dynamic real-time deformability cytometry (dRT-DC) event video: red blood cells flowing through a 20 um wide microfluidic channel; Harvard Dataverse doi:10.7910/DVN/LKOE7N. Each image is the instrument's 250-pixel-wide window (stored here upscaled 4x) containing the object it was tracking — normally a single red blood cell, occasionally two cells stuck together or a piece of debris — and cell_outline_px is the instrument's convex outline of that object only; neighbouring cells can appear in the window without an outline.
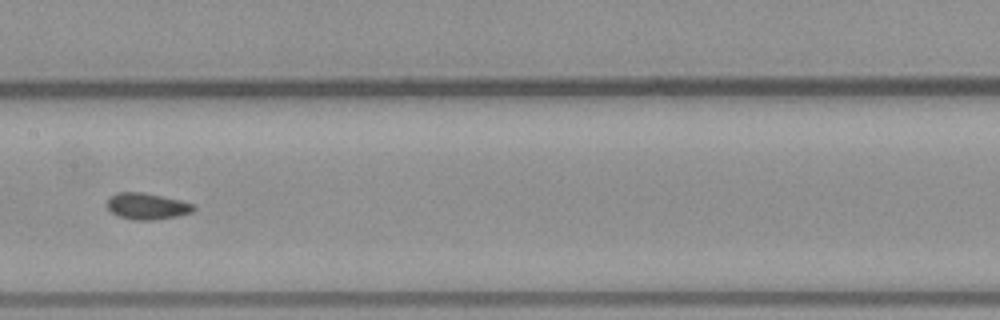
{"species": "common noctule bat (a hibernating species)", "species_latin": "Nyctalus noctula", "temperature_condition": "warm", "stored_images_in_passage": 46, "segment_of_instrument_passage": [2, 2], "camera_frame_rate_fps": 3000, "um_per_image_px": 0.085, "animal": {"sex": "male", "body_mass_g": 23.1, "forearm_length_mm": 52.7}, "frame": {"image": 1, "passage_image": 23, "time_ms": 7.333, "image_size_px": [1000, 320], "cell_outline_px": [[196, 208], [192, 212], [176, 216], [152, 220], [132, 220], [116, 216], [108, 208], [108, 200], [116, 192], [144, 192], [164, 196], [196, 204]], "centroid_in_image_um": [12.52, 17.52], "position_along_channel_um": 194.9, "area_um2": 13.41}}
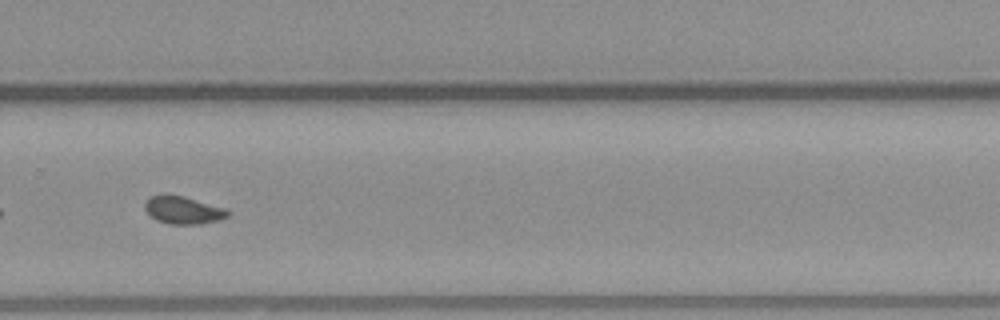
{"frame": {"image": 2, "passage_image": 31, "time_ms": 10.0, "image_size_px": [1000, 320], "cell_outline_px": [[232, 212], [228, 216], [220, 220], [200, 224], [168, 224], [156, 220], [144, 208], [144, 204], [152, 196], [160, 192], [168, 192], [184, 196], [228, 208]], "centroid_in_image_um": [15.6, 17.83], "position_along_channel_um": 314.2, "area_um2": 13.87}}
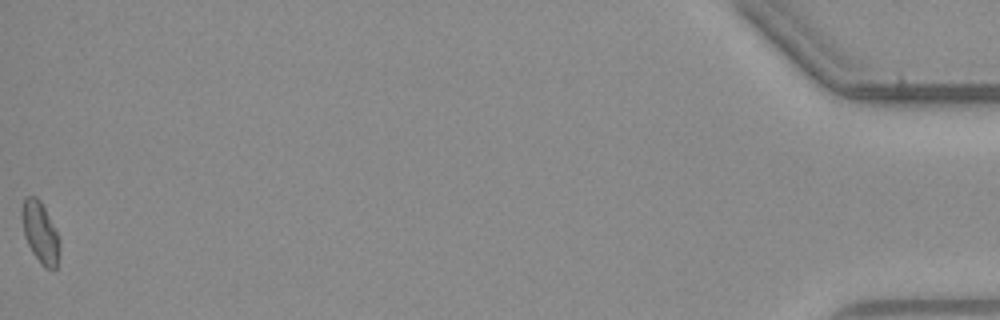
{"frame": {"image": 3, "passage_image": 46, "time_ms": 15.0, "image_size_px": [1000, 320], "cell_outline_px": [[60, 248], [56, 268], [52, 272], [44, 268], [32, 252], [24, 236], [20, 216], [20, 212], [24, 200], [28, 196], [36, 196], [40, 200], [60, 240]], "centroid_in_image_um": [3.4, 19.8], "position_along_channel_um": 431.8, "area_um2": 13.53}}